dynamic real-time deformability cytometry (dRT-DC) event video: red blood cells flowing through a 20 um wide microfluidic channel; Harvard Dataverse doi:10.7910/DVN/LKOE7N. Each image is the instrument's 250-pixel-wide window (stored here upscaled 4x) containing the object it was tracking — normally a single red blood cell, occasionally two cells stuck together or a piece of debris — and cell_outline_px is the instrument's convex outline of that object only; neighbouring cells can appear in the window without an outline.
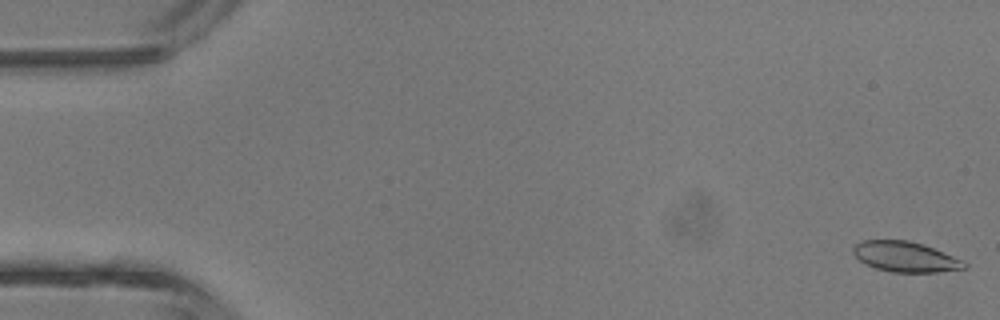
{"species": "common noctule bat (a hibernating species)", "species_latin": "Nyctalus noctula", "temperature_condition": "room temperature", "stored_images_in_passage": 5, "camera_frame_rate_fps": 3000, "um_per_image_px": 0.085, "animal": {"sex": "male", "body_mass_g": 13.3}, "frame": {"image": 1, "passage_image": 1, "time_ms": 0.0, "image_size_px": [1000, 320], "cell_outline_px": [[968, 268], [936, 272], [892, 272], [876, 268], [860, 260], [852, 252], [852, 248], [856, 244], [864, 240], [908, 240], [924, 244], [964, 260], [968, 264]], "centroid_in_image_um": [77.0, 21.82], "position_along_channel_um": 8.0, "area_um2": 19.65}}
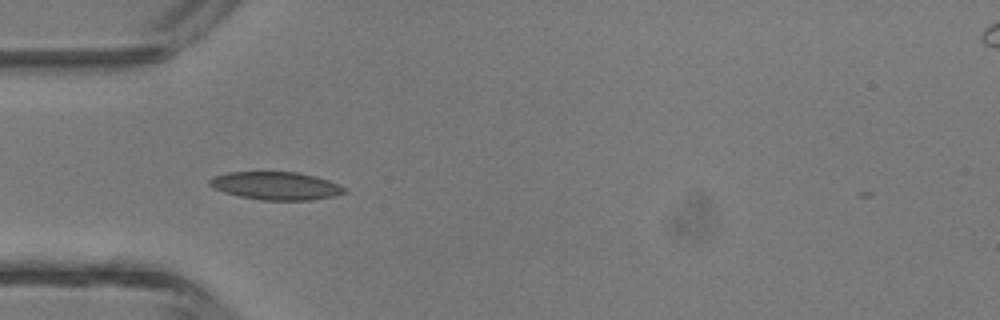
{"frame": {"image": 2, "passage_image": 4, "time_ms": 4.333, "image_size_px": [1000, 320], "cell_outline_px": [[348, 192], [336, 196], [312, 200], [260, 200], [240, 196], [224, 192], [212, 188], [208, 184], [208, 180], [212, 176], [228, 172], [300, 172], [316, 176], [328, 180], [348, 188]], "centroid_in_image_um": [23.48, 15.79], "position_along_channel_um": 61.5, "area_um2": 22.31}}
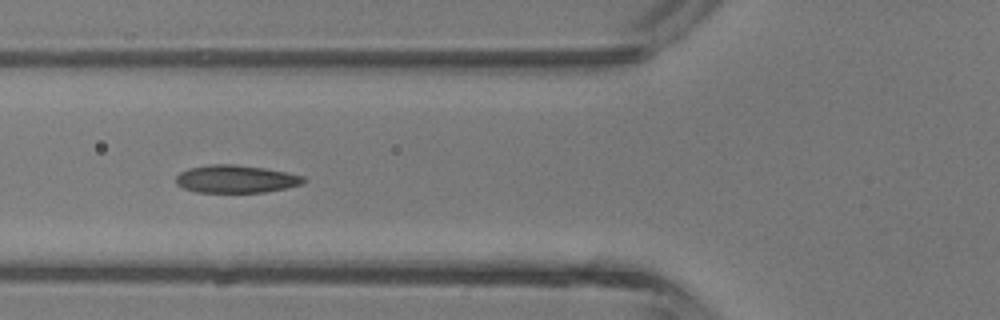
{"frame": {"image": 3, "passage_image": 5, "time_ms": 5.333, "image_size_px": [1000, 320], "cell_outline_px": [[304, 184], [264, 192], [196, 192], [184, 188], [176, 184], [176, 176], [180, 172], [188, 168], [208, 164], [236, 164], [264, 168], [288, 172], [304, 176]], "centroid_in_image_um": [20.04, 15.2], "position_along_channel_um": 105.8, "area_um2": 20.69}}